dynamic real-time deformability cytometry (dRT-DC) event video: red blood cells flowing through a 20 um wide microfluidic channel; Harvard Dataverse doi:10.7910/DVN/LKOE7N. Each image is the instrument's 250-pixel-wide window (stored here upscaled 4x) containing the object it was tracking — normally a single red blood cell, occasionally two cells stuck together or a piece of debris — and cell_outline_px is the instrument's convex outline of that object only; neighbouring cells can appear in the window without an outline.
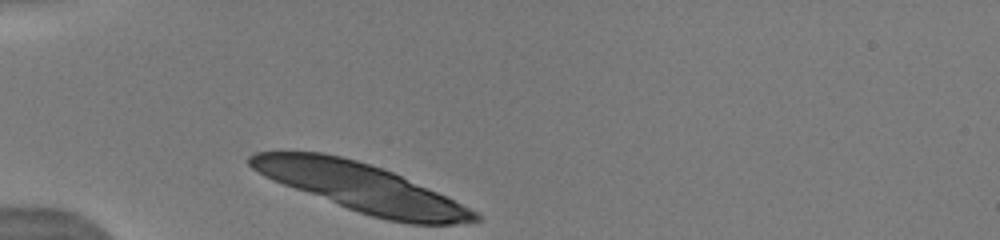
{"species": "human", "species_latin": "Homo sapiens", "temperature_condition": "warm", "stored_images_in_passage": 5, "camera_frame_rate_fps": 3000, "um_per_image_px": 0.085, "donor": {"sex": "male"}, "frame": {"image": 1, "passage_image": 1, "time_ms": 0.0, "image_size_px": [1000, 240], "cell_outline_px": [[484, 216], [480, 220], [456, 224], [412, 224], [388, 220], [372, 216], [348, 208], [272, 180], [264, 176], [252, 168], [248, 164], [248, 156], [256, 152], [320, 152], [340, 156], [356, 160], [392, 172], [480, 212]], "centroid_in_image_um": [30.73, 15.95], "position_along_channel_um": 54.3, "area_um2": 61.85}}